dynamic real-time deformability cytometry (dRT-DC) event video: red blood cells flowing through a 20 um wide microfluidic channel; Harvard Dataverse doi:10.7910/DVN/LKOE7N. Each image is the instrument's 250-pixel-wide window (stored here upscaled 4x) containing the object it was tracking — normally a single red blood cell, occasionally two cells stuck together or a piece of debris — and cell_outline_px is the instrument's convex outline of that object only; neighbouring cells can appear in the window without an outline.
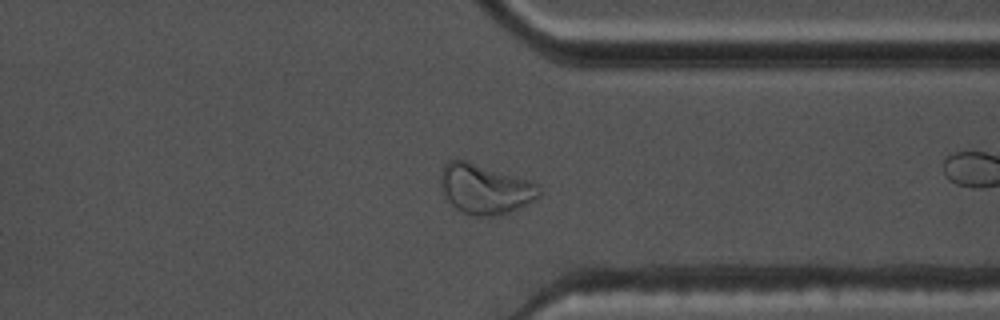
{"species": "common noctule bat (a hibernating species)", "species_latin": "Nyctalus noctula", "temperature_condition": "warm", "stored_images_in_passage": 48, "camera_frame_rate_fps": 3000, "um_per_image_px": 0.085, "animal": {"sex": "male", "body_mass_g": 17.5, "forearm_length_mm": 52.3}, "frame": {"image": 1, "passage_image": 35, "time_ms": 11.333, "image_size_px": [1000, 320], "cell_outline_px": [[544, 192], [540, 196], [528, 204], [508, 212], [492, 216], [476, 216], [464, 212], [456, 208], [444, 196], [440, 176], [440, 172], [444, 164], [448, 160], [468, 160], [540, 184]], "centroid_in_image_um": [41.26, 16.05], "position_along_channel_um": 370.1, "area_um2": 28.73}, "authors_computed_cell_mechanics": {"area_um2": 22.8021, "velocity_mm_per_s": 3.7104, "shape_relaxation_time_tau1_ms": null, "shape_relaxation_time_tau2_ms": 2.4325, "deformation_change_tau1": null, "deformation_change_tau2": 0.0945}}